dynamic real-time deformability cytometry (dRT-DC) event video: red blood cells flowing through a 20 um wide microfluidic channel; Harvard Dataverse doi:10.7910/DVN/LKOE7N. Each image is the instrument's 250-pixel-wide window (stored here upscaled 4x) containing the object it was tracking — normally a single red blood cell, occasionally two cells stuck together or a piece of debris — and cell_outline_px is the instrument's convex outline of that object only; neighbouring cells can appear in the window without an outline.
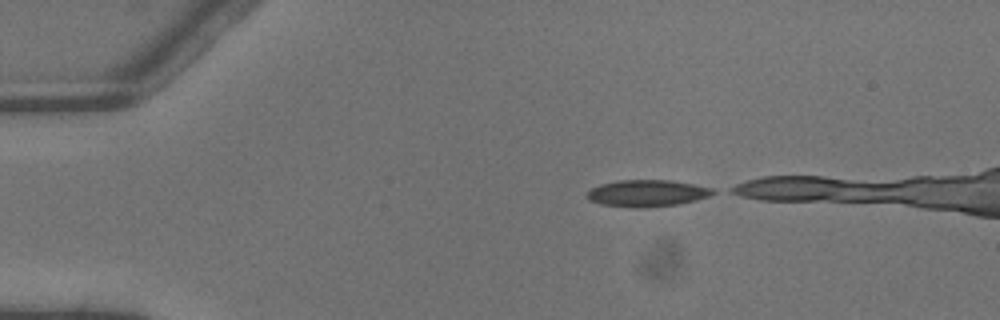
{"species": "common noctule bat (a hibernating species)", "species_latin": "Nyctalus noctula", "temperature_condition": "warm", "stored_images_in_passage": 7, "camera_frame_rate_fps": 3000, "um_per_image_px": 0.085, "animal": {"sex": "male", "body_mass_g": 13.3}, "frame": {"image": 1, "passage_image": 1, "time_ms": 0.0, "image_size_px": [1000, 320], "cell_outline_px": [[716, 192], [708, 196], [696, 200], [680, 204], [644, 208], [636, 208], [600, 204], [588, 200], [584, 196], [592, 188], [600, 184], [616, 180], [672, 180], [712, 188]], "centroid_in_image_um": [54.96, 16.43], "position_along_channel_um": 30.0, "area_um2": 19.77}}
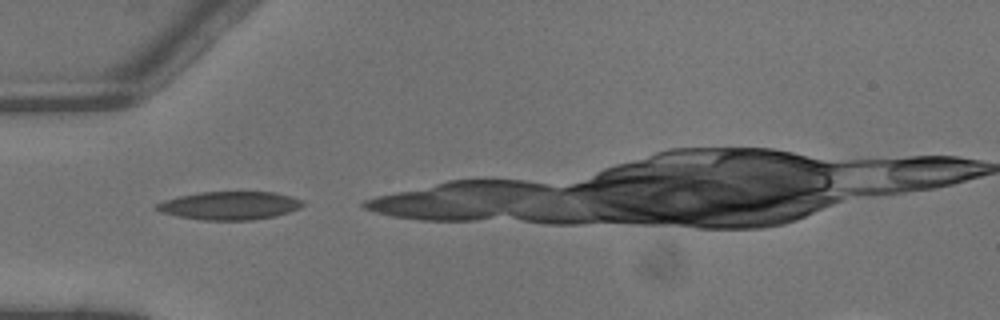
{"frame": {"image": 2, "passage_image": 5, "time_ms": 1.333, "image_size_px": [1000, 320], "cell_outline_px": [[304, 204], [300, 208], [276, 216], [252, 220], [204, 220], [180, 216], [160, 212], [156, 208], [156, 204], [164, 200], [180, 196], [200, 192], [272, 192], [304, 200]], "centroid_in_image_um": [19.54, 17.47], "position_along_channel_um": 65.5, "area_um2": 23.81}}
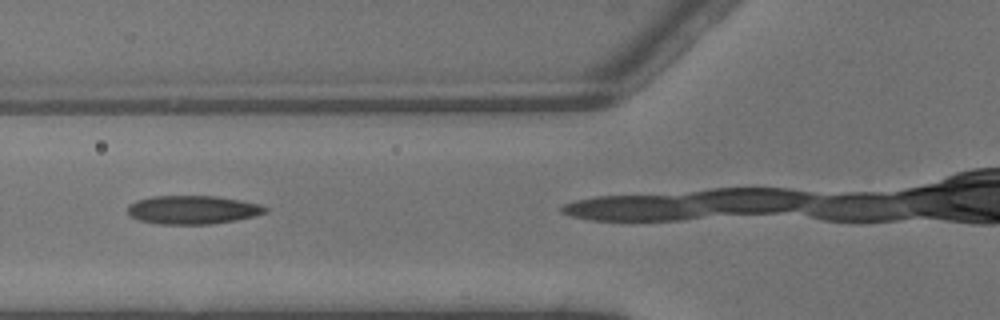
{"frame": {"image": 3, "passage_image": 6, "time_ms": 1.667, "image_size_px": [1000, 320], "cell_outline_px": [[268, 212], [256, 216], [236, 220], [208, 224], [160, 224], [140, 220], [128, 216], [128, 204], [136, 200], [152, 196], [216, 196], [240, 200], [260, 204], [268, 208]], "centroid_in_image_um": [16.38, 17.83], "position_along_channel_um": 109.4, "area_um2": 23.0}}